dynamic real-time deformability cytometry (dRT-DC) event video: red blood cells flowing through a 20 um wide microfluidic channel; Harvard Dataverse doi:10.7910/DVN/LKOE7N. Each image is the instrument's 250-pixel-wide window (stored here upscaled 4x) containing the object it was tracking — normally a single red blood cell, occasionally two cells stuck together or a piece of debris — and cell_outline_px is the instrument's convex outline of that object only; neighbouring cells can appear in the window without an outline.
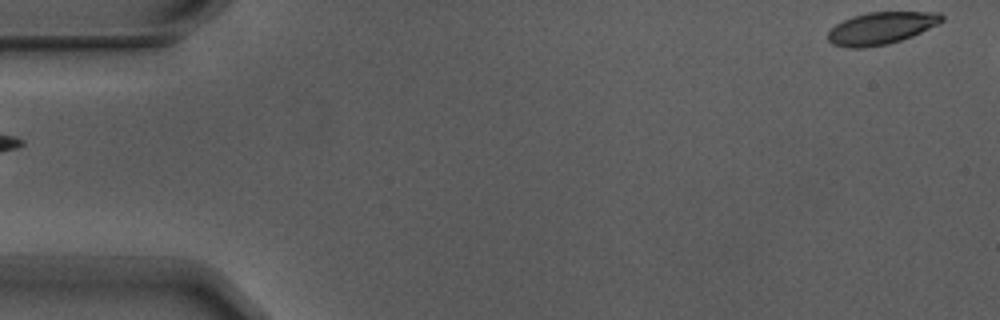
{"species": "Egyptian fruit bat (a non-hibernating species)", "species_latin": "Rousettus aegyptiacus", "temperature_condition": "warm", "stored_images_in_passage": 5, "segment_of_instrument_passage": [2, 2], "camera_frame_rate_fps": 3000, "um_per_image_px": 0.085, "animal": {"sex": "male"}, "frame": {"image": 1, "passage_image": 5, "time_ms": 1.333, "image_size_px": [1000, 320], "cell_outline_px": [[944, 20], [940, 24], [912, 36], [888, 44], [864, 48], [848, 48], [832, 44], [828, 40], [828, 32], [836, 24], [852, 16], [868, 12], [940, 12], [944, 16]], "centroid_in_image_um": [74.92, 2.39], "position_along_channel_um": 10.1, "area_um2": 21.5}}